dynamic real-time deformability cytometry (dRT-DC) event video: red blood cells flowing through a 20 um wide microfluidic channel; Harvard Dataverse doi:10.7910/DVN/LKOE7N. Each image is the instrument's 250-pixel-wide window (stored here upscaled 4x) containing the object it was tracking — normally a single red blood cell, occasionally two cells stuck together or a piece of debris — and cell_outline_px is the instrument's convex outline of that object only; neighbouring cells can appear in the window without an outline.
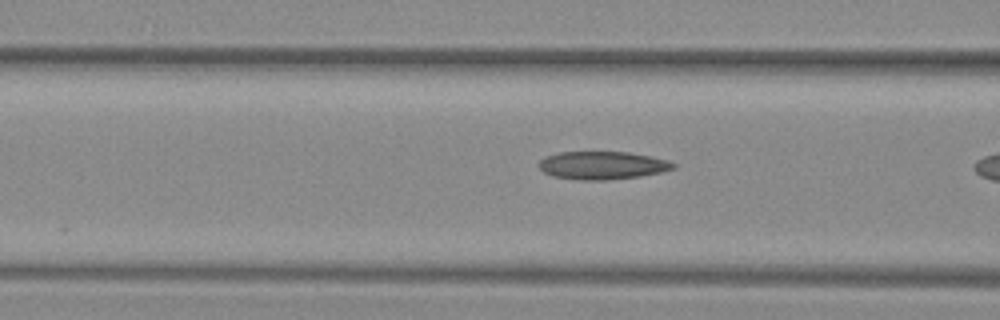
{"species": "common noctule bat (a hibernating species)", "species_latin": "Nyctalus noctula", "temperature_condition": "warm", "stored_images_in_passage": 17, "camera_frame_rate_fps": 3000, "um_per_image_px": 0.085, "animal": {"sex": "female", "body_mass_g": 29.2, "forearm_length_mm": 56.3}, "frame": {"image": 1, "passage_image": 16, "time_ms": 5.0, "image_size_px": [1000, 320], "cell_outline_px": [[676, 168], [664, 172], [640, 176], [608, 180], [580, 180], [552, 176], [544, 172], [536, 164], [544, 156], [560, 152], [628, 152], [652, 156], [668, 160], [676, 164]], "centroid_in_image_um": [51.21, 14.05], "position_along_channel_um": 115.4, "area_um2": 22.2}}